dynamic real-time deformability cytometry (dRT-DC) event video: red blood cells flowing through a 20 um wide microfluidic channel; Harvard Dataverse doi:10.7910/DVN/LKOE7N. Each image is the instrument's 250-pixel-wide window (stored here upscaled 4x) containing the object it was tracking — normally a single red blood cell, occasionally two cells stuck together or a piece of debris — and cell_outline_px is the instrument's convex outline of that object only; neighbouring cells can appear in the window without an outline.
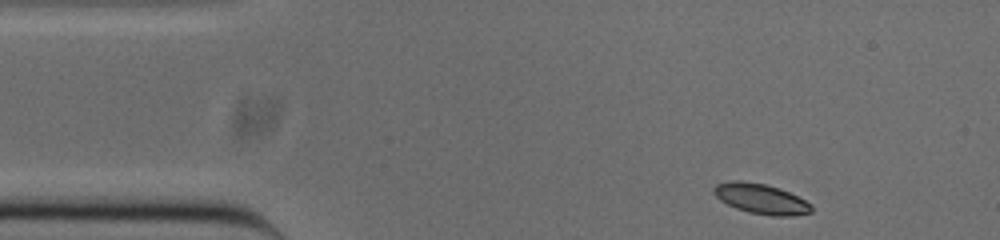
{"species": "common noctule bat (a hibernating species)", "species_latin": "Nyctalus noctula", "temperature_condition": "cold", "stored_images_in_passage": 47, "camera_frame_rate_fps": 3000, "um_per_image_px": 0.085, "animal": {"sex": "male", "body_mass_g": 20.0, "forearm_length_mm": 53.3}, "frame": {"image": 1, "passage_image": 1, "time_ms": 0.0, "image_size_px": [1000, 240], "cell_outline_px": [[812, 212], [792, 216], [772, 216], [748, 212], [736, 208], [720, 200], [712, 192], [712, 188], [716, 184], [728, 180], [740, 180], [764, 184], [780, 188], [812, 204]], "centroid_in_image_um": [64.66, 16.89], "position_along_channel_um": 20.3, "area_um2": 17.22}}
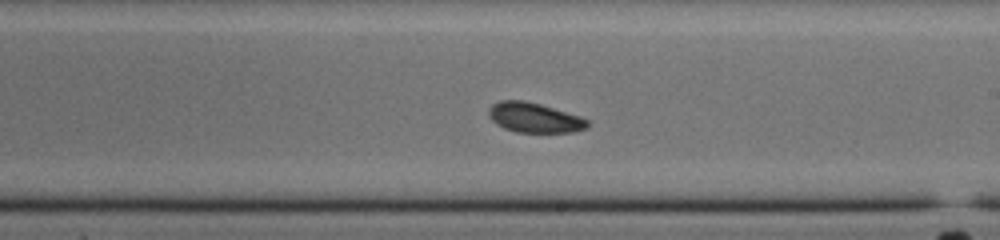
{"frame": {"image": 2, "passage_image": 24, "time_ms": 7.667, "image_size_px": [1000, 240], "cell_outline_px": [[588, 128], [576, 132], [516, 132], [504, 128], [496, 124], [488, 116], [488, 108], [492, 104], [500, 100], [524, 100], [540, 104], [580, 116], [588, 120]], "centroid_in_image_um": [45.4, 10.0], "position_along_channel_um": 243.6, "area_um2": 17.28}}
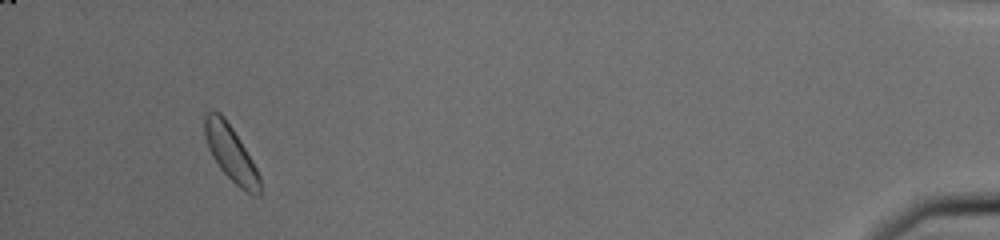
{"frame": {"image": 3, "passage_image": 44, "time_ms": 14.333, "image_size_px": [1000, 240], "cell_outline_px": [[260, 196], [252, 196], [240, 188], [220, 168], [212, 156], [208, 148], [204, 136], [204, 116], [212, 108], [220, 112], [224, 116], [240, 140], [252, 160], [260, 176]], "centroid_in_image_um": [19.6, 13.0], "position_along_channel_um": 415.6, "area_um2": 17.92}, "authors_computed_cell_mechanics": {"area_um2": 17.34, "velocity_mm_per_s": 3.7958, "shape_relaxation_time_tau1_ms": 2.0344, "shape_relaxation_time_tau2_ms": 5.4041, "deformation_change_tau1": 0.048, "deformation_change_tau2": 0.0973}}